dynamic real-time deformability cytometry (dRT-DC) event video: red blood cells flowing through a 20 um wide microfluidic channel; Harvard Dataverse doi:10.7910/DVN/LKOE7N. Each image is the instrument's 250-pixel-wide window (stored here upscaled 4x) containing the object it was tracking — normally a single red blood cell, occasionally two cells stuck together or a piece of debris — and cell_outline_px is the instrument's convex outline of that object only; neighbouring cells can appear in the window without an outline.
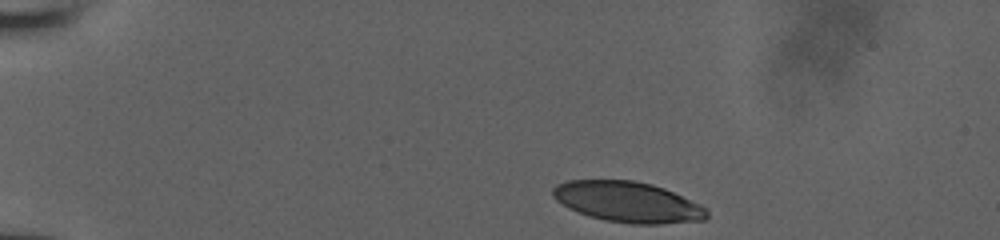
{"species": "human", "species_latin": "Homo sapiens", "temperature_condition": "room temperature", "stored_images_in_passage": 36, "camera_frame_rate_fps": 3000, "um_per_image_px": 0.085, "donor": {"sex": "male"}, "frame": {"image": 1, "passage_image": 1, "time_ms": 0.0, "image_size_px": [1000, 240], "cell_outline_px": [[708, 216], [704, 220], [660, 224], [632, 224], [604, 220], [588, 216], [568, 208], [556, 200], [552, 196], [552, 188], [556, 184], [568, 180], [632, 180], [652, 184], [664, 188], [700, 204], [708, 212]], "centroid_in_image_um": [53.33, 17.17], "position_along_channel_um": 31.7, "area_um2": 36.53}}
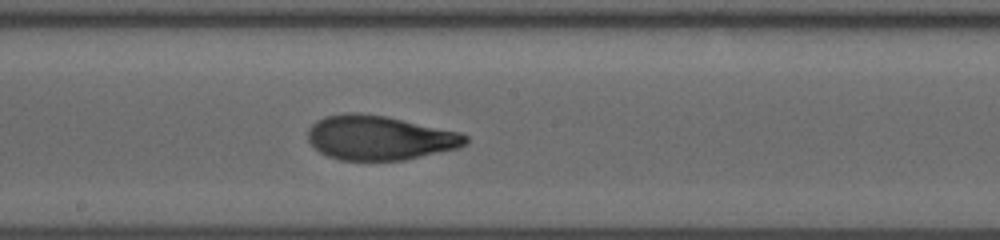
{"frame": {"image": 2, "passage_image": 21, "time_ms": 6.667, "image_size_px": [1000, 240], "cell_outline_px": [[468, 140], [460, 148], [404, 160], [340, 160], [328, 156], [320, 152], [308, 140], [308, 128], [316, 120], [324, 116], [344, 112], [356, 112], [384, 116], [460, 132], [468, 136]], "centroid_in_image_um": [32.24, 11.71], "position_along_channel_um": 216.0, "area_um2": 40.81}}
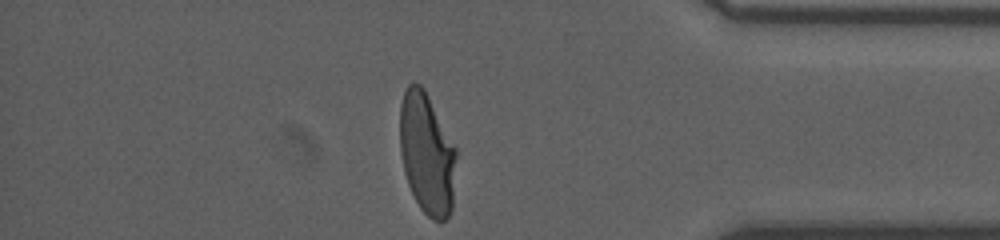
{"frame": {"image": 3, "passage_image": 36, "time_ms": 11.667, "image_size_px": [1000, 240], "cell_outline_px": [[456, 156], [452, 208], [448, 216], [444, 220], [432, 220], [420, 208], [408, 184], [404, 172], [400, 152], [400, 104], [404, 92], [408, 84], [420, 84], [424, 88], [456, 148]], "centroid_in_image_um": [36.27, 13.06], "position_along_channel_um": 398.9, "area_um2": 39.71}}